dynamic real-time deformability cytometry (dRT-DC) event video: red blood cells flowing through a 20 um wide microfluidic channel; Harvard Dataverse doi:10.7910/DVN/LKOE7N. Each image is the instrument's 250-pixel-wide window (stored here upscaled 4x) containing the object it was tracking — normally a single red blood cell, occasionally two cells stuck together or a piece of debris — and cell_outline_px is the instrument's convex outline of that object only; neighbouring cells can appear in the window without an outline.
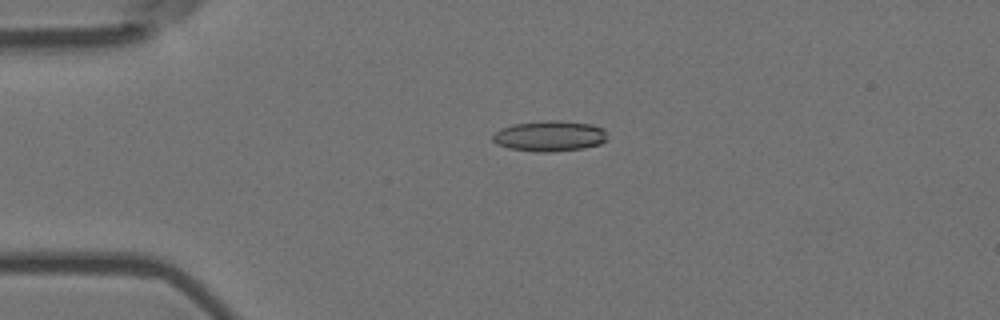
{"species": "Egyptian fruit bat (a non-hibernating species)", "species_latin": "Rousettus aegyptiacus", "temperature_condition": "room temperature", "stored_images_in_passage": 56, "camera_frame_rate_fps": 3000, "um_per_image_px": 0.085, "animal": {"sex": "female"}, "frame": {"image": 1, "passage_image": 13, "time_ms": 4.0, "image_size_px": [1000, 320], "cell_outline_px": [[604, 140], [600, 144], [584, 148], [552, 152], [540, 152], [508, 148], [496, 144], [492, 140], [492, 136], [500, 128], [516, 124], [544, 120], [560, 120], [592, 124], [604, 128]], "centroid_in_image_um": [46.69, 11.56], "position_along_channel_um": 38.3, "area_um2": 20.4}}
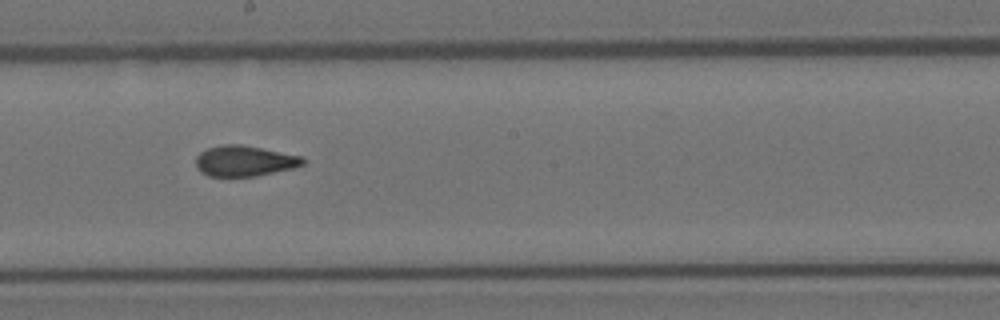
{"frame": {"image": 2, "passage_image": 31, "time_ms": 10.0, "image_size_px": [1000, 320], "cell_outline_px": [[304, 164], [292, 168], [256, 176], [208, 176], [200, 172], [196, 168], [196, 156], [200, 152], [208, 148], [224, 144], [240, 144], [304, 156]], "centroid_in_image_um": [20.76, 13.68], "position_along_channel_um": 227.4, "area_um2": 19.13}}
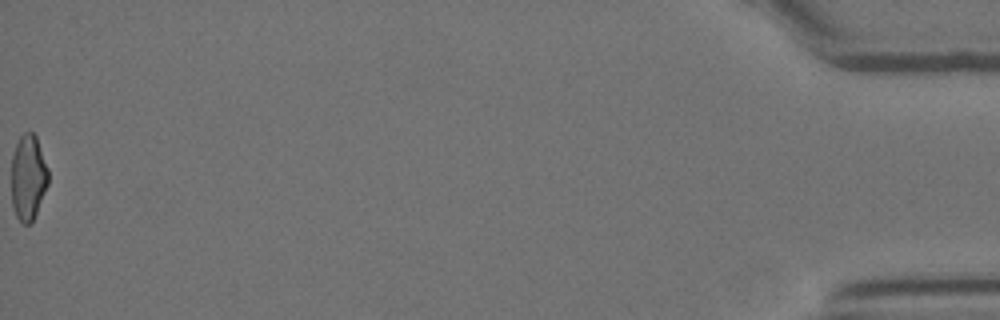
{"frame": {"image": 3, "passage_image": 56, "time_ms": 18.333, "image_size_px": [1000, 320], "cell_outline_px": [[48, 184], [32, 224], [24, 224], [16, 216], [12, 204], [12, 156], [16, 144], [20, 136], [24, 132], [32, 132], [36, 136], [48, 168]], "centroid_in_image_um": [2.4, 15.09], "position_along_channel_um": 432.8, "area_um2": 18.38}, "authors_computed_cell_mechanics": {"area_um2": 19.2185, "velocity_mm_per_s": 3.6862, "shape_relaxation_time_tau1_ms": null, "shape_relaxation_time_tau2_ms": 2.3942, "deformation_change_tau1": null, "deformation_change_tau2": 0.0883}}